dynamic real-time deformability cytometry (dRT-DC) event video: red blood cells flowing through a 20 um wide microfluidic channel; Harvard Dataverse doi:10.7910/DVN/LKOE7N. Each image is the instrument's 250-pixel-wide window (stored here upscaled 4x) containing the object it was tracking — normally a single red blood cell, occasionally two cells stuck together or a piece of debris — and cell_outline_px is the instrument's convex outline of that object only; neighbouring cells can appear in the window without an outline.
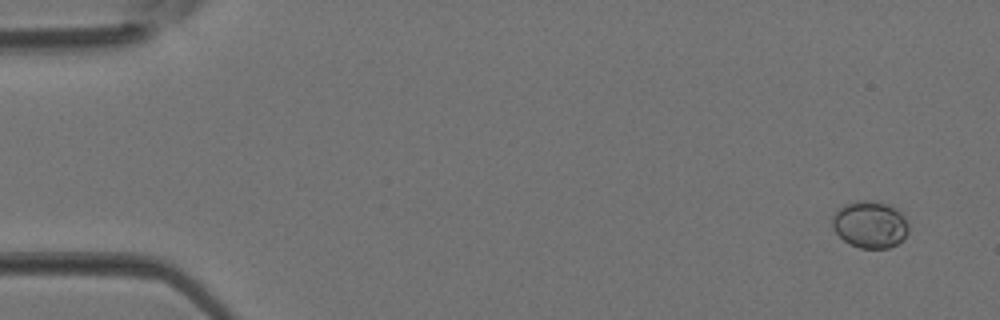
{"species": "Egyptian fruit bat (a non-hibernating species)", "species_latin": "Rousettus aegyptiacus", "temperature_condition": "room temperature", "stored_images_in_passage": 5, "camera_frame_rate_fps": 3000, "um_per_image_px": 0.085, "animal": {"sex": "female"}, "frame": {"image": 1, "passage_image": 1, "time_ms": 0.0, "image_size_px": [1000, 320], "cell_outline_px": [[908, 232], [904, 240], [888, 248], [860, 248], [844, 240], [836, 232], [832, 224], [832, 216], [844, 204], [860, 200], [872, 200], [888, 204], [896, 208], [904, 216], [908, 224]], "centroid_in_image_um": [73.98, 19.07], "position_along_channel_um": 11.0, "area_um2": 20.87}}
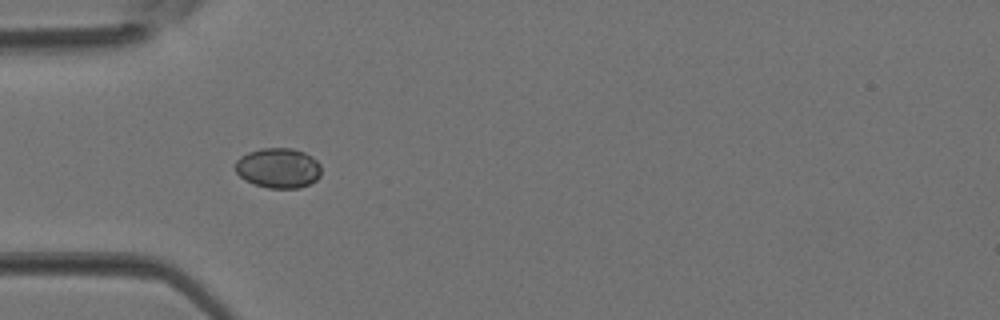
{"frame": {"image": 2, "passage_image": 4, "time_ms": 1.0, "image_size_px": [1000, 320], "cell_outline_px": [[320, 176], [316, 180], [300, 188], [268, 188], [244, 180], [236, 172], [236, 160], [240, 156], [248, 152], [260, 148], [292, 148], [304, 152], [312, 156], [320, 164]], "centroid_in_image_um": [23.65, 14.27], "position_along_channel_um": 61.3, "area_um2": 20.11}}
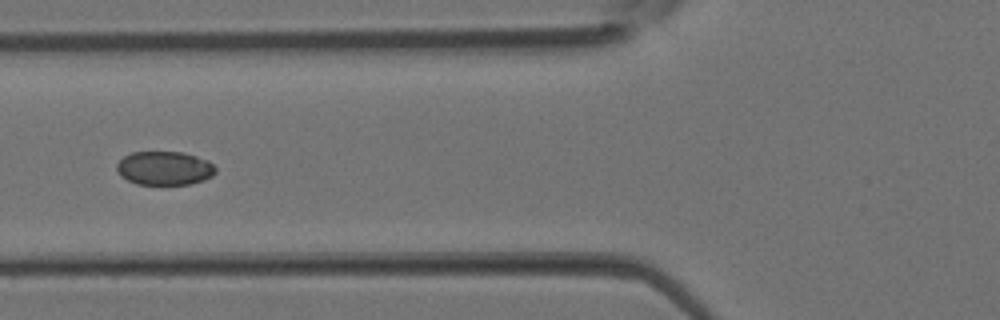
{"frame": {"image": 3, "passage_image": 5, "time_ms": 1.333, "image_size_px": [1000, 320], "cell_outline_px": [[216, 172], [212, 176], [204, 180], [192, 184], [136, 184], [120, 176], [116, 168], [116, 164], [124, 156], [132, 152], [184, 152], [208, 160], [216, 168]], "centroid_in_image_um": [13.99, 14.29], "position_along_channel_um": 111.8, "area_um2": 19.54}}